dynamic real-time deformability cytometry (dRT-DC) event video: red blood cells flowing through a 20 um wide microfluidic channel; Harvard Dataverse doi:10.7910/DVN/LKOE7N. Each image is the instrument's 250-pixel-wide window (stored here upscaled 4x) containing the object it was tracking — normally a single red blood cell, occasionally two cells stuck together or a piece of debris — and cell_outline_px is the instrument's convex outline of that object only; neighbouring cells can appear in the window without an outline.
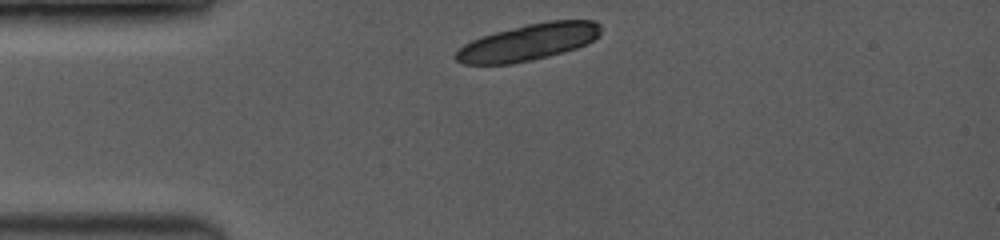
{"species": "common noctule bat (a hibernating species)", "species_latin": "Nyctalus noctula", "temperature_condition": "room temperature", "stored_images_in_passage": 2, "camera_frame_rate_fps": 3500, "um_per_image_px": 0.085, "animal": {"sex": "female", "body_mass_g": 19.0, "forearm_length_mm": 53.3}, "frame": {"image": 1, "passage_image": 1, "time_ms": 0.0, "image_size_px": [1000, 240], "cell_outline_px": [[600, 32], [592, 40], [576, 48], [548, 56], [512, 64], [464, 64], [456, 60], [456, 52], [464, 44], [480, 36], [524, 24], [548, 20], [592, 20], [600, 24]], "centroid_in_image_um": [44.88, 3.57], "position_along_channel_um": 40.1, "area_um2": 30.69}}